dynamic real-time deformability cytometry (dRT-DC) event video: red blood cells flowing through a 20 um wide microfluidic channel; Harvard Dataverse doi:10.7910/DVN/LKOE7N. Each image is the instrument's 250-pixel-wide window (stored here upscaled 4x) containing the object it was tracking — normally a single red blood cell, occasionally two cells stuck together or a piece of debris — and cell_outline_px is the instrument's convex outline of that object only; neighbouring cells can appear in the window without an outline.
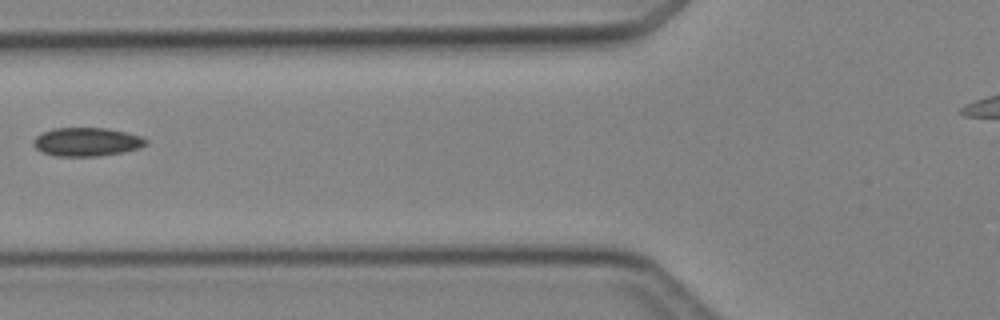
{"species": "Egyptian fruit bat (a non-hibernating species)", "species_latin": "Rousettus aegyptiacus", "temperature_condition": "cold", "stored_images_in_passage": 2, "camera_frame_rate_fps": 3000, "um_per_image_px": 0.085, "animal": {"sex": "female"}, "frame": {"image": 1, "passage_image": 2, "time_ms": 1.333, "image_size_px": [1000, 320], "cell_outline_px": [[148, 144], [140, 148], [124, 152], [100, 156], [56, 156], [44, 152], [36, 148], [32, 144], [32, 140], [36, 136], [52, 128], [108, 128], [140, 136], [148, 140]], "centroid_in_image_um": [7.39, 12.06], "position_along_channel_um": 118.4, "area_um2": 18.79}}